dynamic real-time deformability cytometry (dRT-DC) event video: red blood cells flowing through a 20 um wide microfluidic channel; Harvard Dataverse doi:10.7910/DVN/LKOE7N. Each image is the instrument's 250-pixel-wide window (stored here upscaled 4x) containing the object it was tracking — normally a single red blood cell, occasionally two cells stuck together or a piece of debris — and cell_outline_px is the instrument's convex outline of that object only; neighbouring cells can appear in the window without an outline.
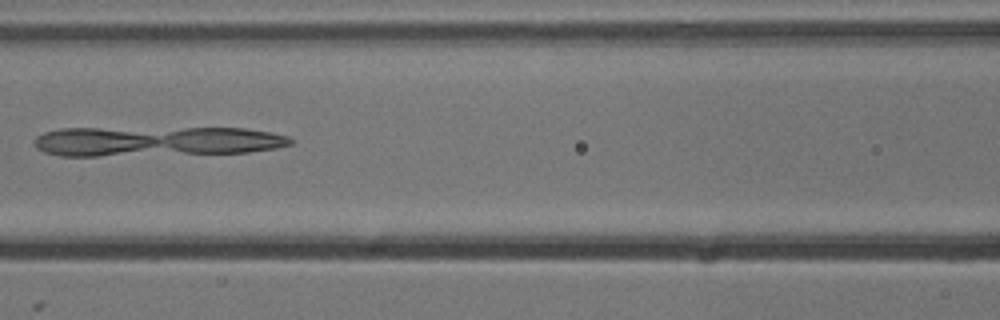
{"species": "common noctule bat (a hibernating species)", "species_latin": "Nyctalus noctula", "temperature_condition": "cold", "stored_images_in_passage": 8, "camera_frame_rate_fps": 3000, "um_per_image_px": 0.085, "animal": {"sex": "male", "body_mass_g": 13.3}, "frame": {"image": 1, "passage_image": 7, "time_ms": 2.0, "image_size_px": [1000, 320], "cell_outline_px": [[296, 140], [292, 144], [276, 148], [248, 152], [96, 156], [60, 156], [44, 152], [36, 148], [36, 136], [44, 132], [60, 128], [244, 128], [268, 132], [288, 136]], "centroid_in_image_um": [13.28, 12.0], "position_along_channel_um": 153.3, "area_um2": 44.68}}
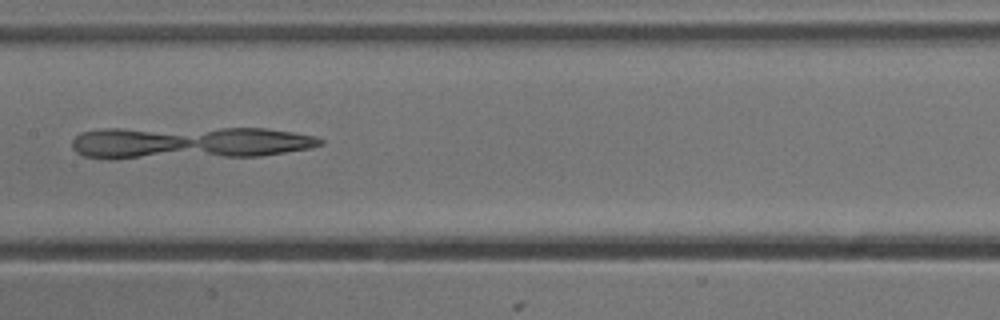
{"frame": {"image": 2, "passage_image": 8, "time_ms": 2.333, "image_size_px": [1000, 320], "cell_outline_px": [[324, 144], [312, 148], [260, 156], [112, 160], [108, 160], [84, 156], [76, 152], [72, 148], [72, 140], [80, 132], [104, 128], [268, 128], [316, 136], [324, 140]], "centroid_in_image_um": [16.03, 12.14], "position_along_channel_um": 191.4, "area_um2": 48.15}}